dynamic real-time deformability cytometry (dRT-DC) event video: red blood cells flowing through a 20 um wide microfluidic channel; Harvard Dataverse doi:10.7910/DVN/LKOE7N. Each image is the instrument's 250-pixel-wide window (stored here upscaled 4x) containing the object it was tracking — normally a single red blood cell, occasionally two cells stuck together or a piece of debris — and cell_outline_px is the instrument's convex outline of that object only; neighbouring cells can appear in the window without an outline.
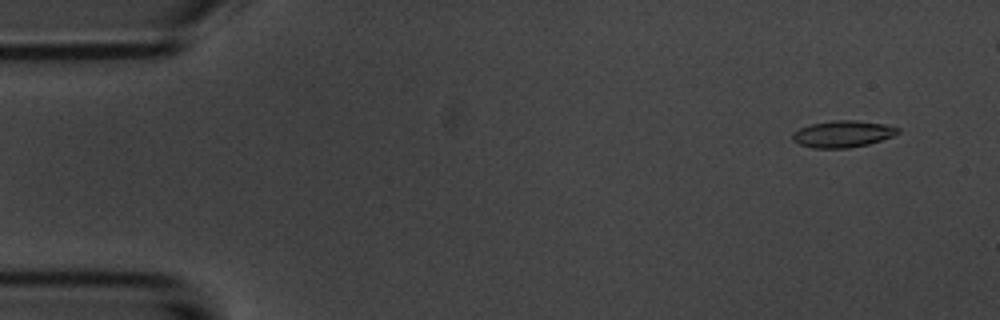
{"species": "common noctule bat (a hibernating species)", "species_latin": "Nyctalus noctula", "temperature_condition": "room temperature", "stored_images_in_passage": 5, "camera_frame_rate_fps": 3000, "um_per_image_px": 0.085, "animal": {"sex": "male", "body_mass_g": 20.1, "forearm_length_mm": 53.5}, "frame": {"image": 1, "passage_image": 1, "time_ms": 0.0, "image_size_px": [1000, 320], "cell_outline_px": [[900, 132], [892, 136], [868, 144], [848, 148], [812, 148], [800, 144], [792, 140], [792, 132], [800, 128], [812, 124], [832, 120], [856, 120], [884, 124], [900, 128]], "centroid_in_image_um": [71.62, 11.38], "position_along_channel_um": 13.4, "area_um2": 16.36}}